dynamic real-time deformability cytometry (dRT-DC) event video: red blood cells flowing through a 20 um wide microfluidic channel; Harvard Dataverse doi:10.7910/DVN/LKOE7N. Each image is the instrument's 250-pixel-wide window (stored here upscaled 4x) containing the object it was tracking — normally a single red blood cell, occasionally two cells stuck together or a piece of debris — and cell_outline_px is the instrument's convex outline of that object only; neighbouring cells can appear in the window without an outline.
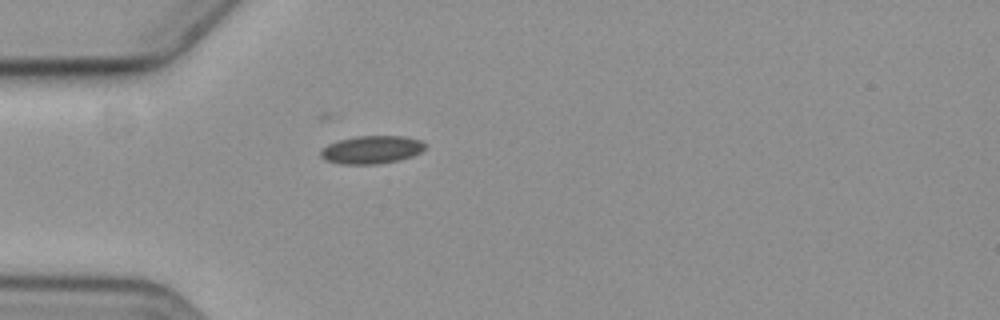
{"species": "common noctule bat (a hibernating species)", "species_latin": "Nyctalus noctula", "temperature_condition": "cold", "stored_images_in_passage": 5, "camera_frame_rate_fps": 3000, "um_per_image_px": 0.085, "animal": {"sex": "female", "body_mass_g": 19.3, "forearm_length_mm": 54.1}, "frame": {"image": 1, "passage_image": 5, "time_ms": 5.333, "image_size_px": [1000, 320], "cell_outline_px": [[424, 148], [420, 152], [412, 156], [400, 160], [376, 164], [340, 164], [324, 160], [320, 156], [320, 148], [328, 144], [340, 140], [356, 136], [404, 136], [420, 140], [424, 144]], "centroid_in_image_um": [31.54, 12.73], "position_along_channel_um": 53.5, "area_um2": 17.05}}